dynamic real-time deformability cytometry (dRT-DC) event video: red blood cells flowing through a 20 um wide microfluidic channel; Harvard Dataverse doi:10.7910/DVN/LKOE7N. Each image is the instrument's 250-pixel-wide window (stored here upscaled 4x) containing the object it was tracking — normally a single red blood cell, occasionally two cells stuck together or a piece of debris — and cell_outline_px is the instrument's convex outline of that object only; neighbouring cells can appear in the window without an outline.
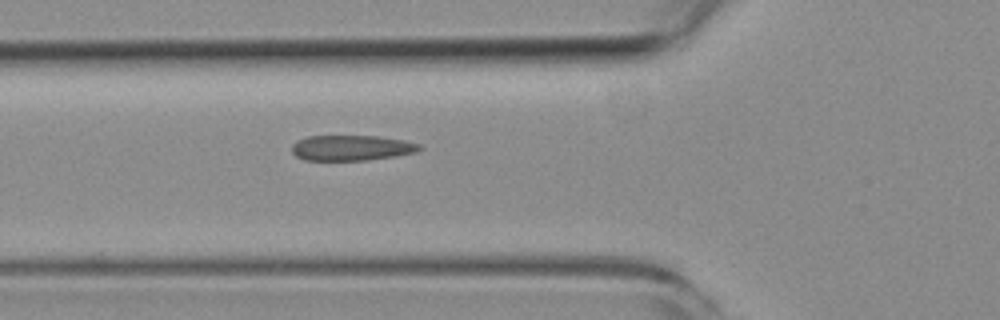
{"species": "common noctule bat (a hibernating species)", "species_latin": "Nyctalus noctula", "temperature_condition": "room temperature", "stored_images_in_passage": 5, "camera_frame_rate_fps": 3000, "um_per_image_px": 0.085, "animal": {"sex": "female", "body_mass_g": 19.3, "forearm_length_mm": 54.1}, "frame": {"image": 1, "passage_image": 5, "time_ms": 5.333, "image_size_px": [1000, 320], "cell_outline_px": [[424, 148], [416, 152], [396, 156], [368, 160], [304, 160], [296, 156], [292, 152], [292, 144], [296, 140], [308, 136], [380, 136], [404, 140], [420, 144]], "centroid_in_image_um": [29.89, 12.56], "position_along_channel_um": 95.9, "area_um2": 19.07}}